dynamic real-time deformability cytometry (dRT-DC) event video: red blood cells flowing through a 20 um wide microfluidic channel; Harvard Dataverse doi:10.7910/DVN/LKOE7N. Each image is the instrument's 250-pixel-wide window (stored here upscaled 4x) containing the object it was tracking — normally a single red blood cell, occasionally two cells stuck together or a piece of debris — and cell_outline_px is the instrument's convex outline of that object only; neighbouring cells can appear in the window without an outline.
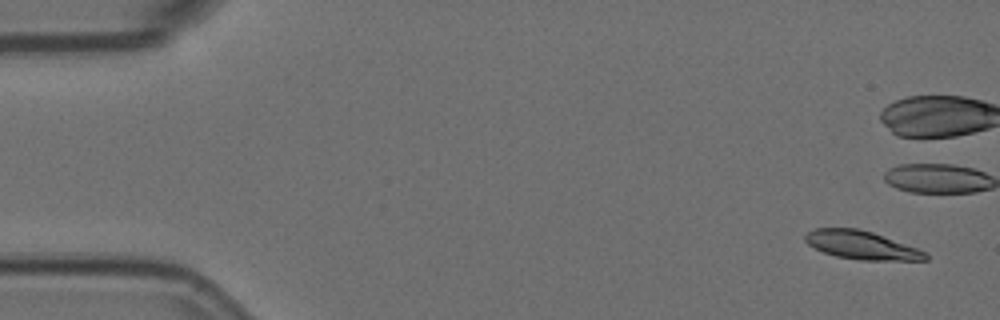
{"species": "Egyptian fruit bat (a non-hibernating species)", "species_latin": "Rousettus aegyptiacus", "temperature_condition": "room temperature", "stored_images_in_passage": 5, "camera_frame_rate_fps": 3000, "um_per_image_px": 0.085, "animal": {"sex": "female"}, "frame": {"image": 1, "passage_image": 1, "time_ms": 0.0, "image_size_px": [1000, 320], "cell_outline_px": [[928, 260], [860, 260], [836, 256], [824, 252], [808, 244], [804, 240], [804, 236], [808, 232], [816, 228], [856, 228], [872, 232], [928, 252]], "centroid_in_image_um": [73.24, 20.84], "position_along_channel_um": 11.8, "area_um2": 19.71}}